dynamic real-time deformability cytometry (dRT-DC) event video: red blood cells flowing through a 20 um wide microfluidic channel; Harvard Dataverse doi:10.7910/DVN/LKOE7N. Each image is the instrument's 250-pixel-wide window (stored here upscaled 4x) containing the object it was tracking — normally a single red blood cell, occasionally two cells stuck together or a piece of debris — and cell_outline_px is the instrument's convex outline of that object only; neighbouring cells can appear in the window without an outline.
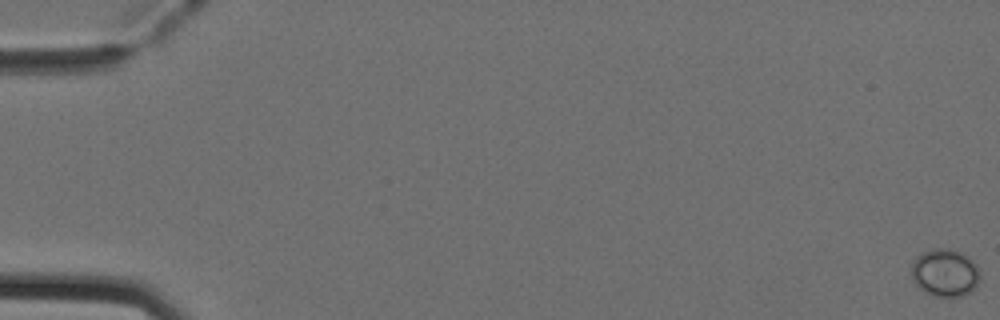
{"species": "Egyptian fruit bat (a non-hibernating species)", "species_latin": "Rousettus aegyptiacus", "temperature_condition": "cold", "stored_images_in_passage": 53, "camera_frame_rate_fps": 3000, "um_per_image_px": 0.085, "animal": {"sex": "female"}, "frame": {"image": 1, "passage_image": 1, "time_ms": 0.0, "image_size_px": [1000, 320], "cell_outline_px": [[980, 280], [976, 288], [972, 292], [964, 296], [932, 296], [924, 292], [912, 280], [912, 264], [916, 256], [920, 252], [932, 248], [948, 248], [960, 252], [968, 256], [976, 264], [980, 272]], "centroid_in_image_um": [80.34, 23.18], "position_along_channel_um": 4.7, "area_um2": 19.48}}
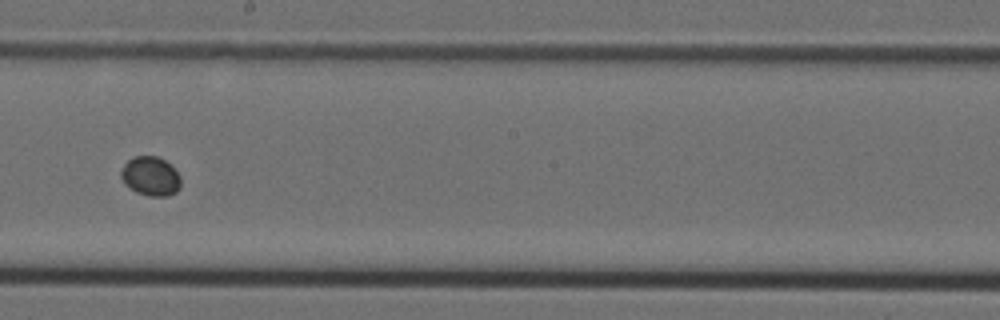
{"frame": {"image": 2, "passage_image": 31, "time_ms": 10.0, "image_size_px": [1000, 320], "cell_outline_px": [[180, 188], [176, 192], [168, 196], [148, 196], [136, 192], [124, 184], [120, 176], [120, 172], [124, 164], [128, 160], [136, 156], [156, 156], [164, 160], [180, 176]], "centroid_in_image_um": [12.77, 14.99], "position_along_channel_um": 235.4, "area_um2": 13.58}}
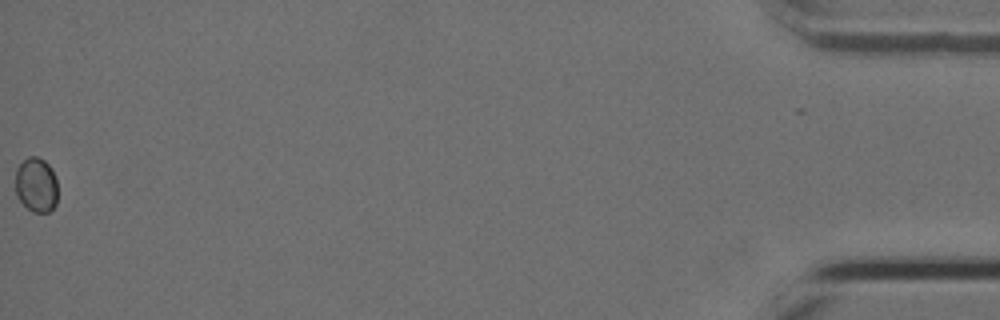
{"frame": {"image": 3, "passage_image": 53, "time_ms": 17.333, "image_size_px": [1000, 320], "cell_outline_px": [[56, 204], [48, 212], [32, 212], [16, 196], [16, 168], [28, 156], [36, 156], [44, 160], [52, 168], [56, 180]], "centroid_in_image_um": [3.07, 15.7], "position_along_channel_um": 432.1, "area_um2": 13.41}}